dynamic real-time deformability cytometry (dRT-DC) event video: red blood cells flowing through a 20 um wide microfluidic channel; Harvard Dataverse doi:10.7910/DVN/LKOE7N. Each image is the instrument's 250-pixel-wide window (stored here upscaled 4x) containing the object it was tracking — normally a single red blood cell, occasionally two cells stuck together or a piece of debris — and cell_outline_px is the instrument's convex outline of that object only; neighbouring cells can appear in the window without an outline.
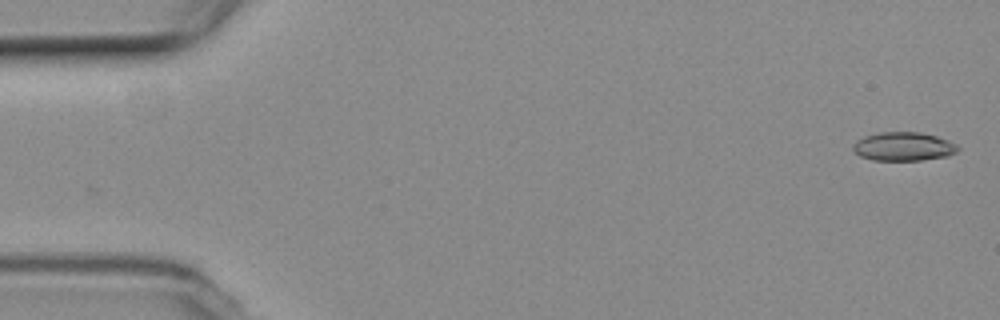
{"species": "common noctule bat (a hibernating species)", "species_latin": "Nyctalus noctula", "temperature_condition": "room temperature", "stored_images_in_passage": 55, "camera_frame_rate_fps": 3000, "um_per_image_px": 0.085, "animal": {"sex": "female", "body_mass_g": 19.3, "forearm_length_mm": 54.1}, "frame": {"image": 1, "passage_image": 2, "time_ms": 0.333, "image_size_px": [1000, 320], "cell_outline_px": [[960, 148], [956, 152], [948, 156], [920, 160], [872, 160], [860, 156], [852, 148], [852, 144], [856, 140], [864, 136], [880, 132], [920, 132], [936, 136], [948, 140], [956, 144]], "centroid_in_image_um": [76.78, 12.45], "position_along_channel_um": 8.2, "area_um2": 17.57}}
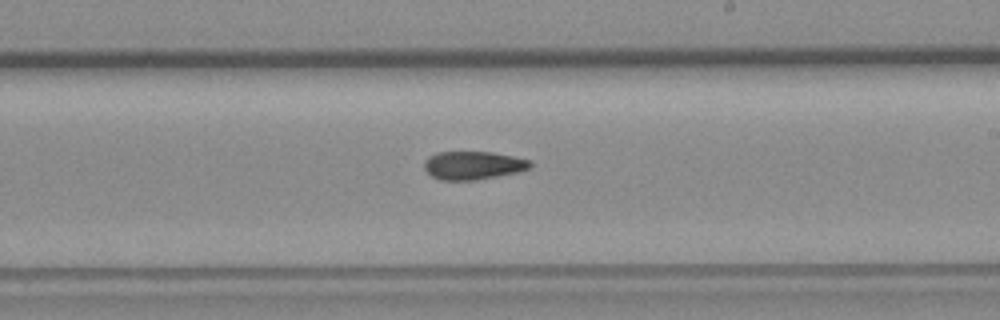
{"frame": {"image": 2, "passage_image": 32, "time_ms": 10.333, "image_size_px": [1000, 320], "cell_outline_px": [[532, 168], [520, 172], [476, 180], [440, 180], [432, 176], [424, 168], [424, 160], [428, 156], [436, 152], [492, 152], [532, 160]], "centroid_in_image_um": [40.24, 14.05], "position_along_channel_um": 248.8, "area_um2": 17.69}}
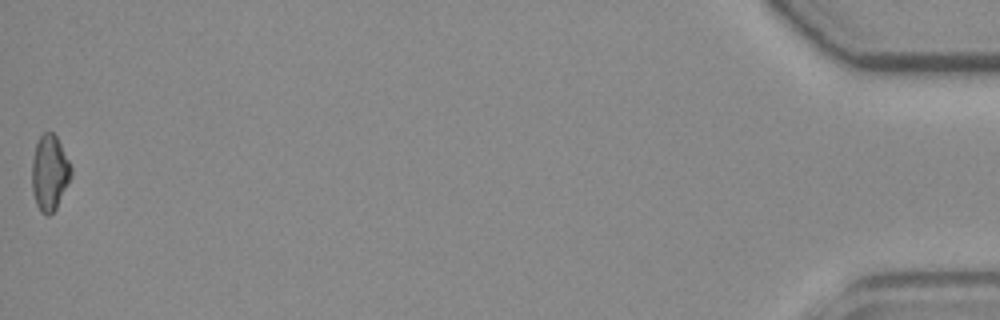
{"frame": {"image": 3, "passage_image": 55, "time_ms": 18.0, "image_size_px": [1000, 320], "cell_outline_px": [[72, 176], [56, 208], [48, 216], [44, 216], [40, 212], [36, 204], [32, 192], [32, 160], [36, 144], [40, 136], [44, 132], [52, 132], [56, 136], [72, 168]], "centroid_in_image_um": [4.21, 14.72], "position_along_channel_um": 431.0, "area_um2": 17.22}, "authors_computed_cell_mechanics": {"area_um2": 17.5712, "velocity_mm_per_s": 3.7608, "shape_relaxation_time_tau1_ms": null, "shape_relaxation_time_tau2_ms": 7.1249, "deformation_change_tau1": null, "deformation_change_tau2": 0.1498}}